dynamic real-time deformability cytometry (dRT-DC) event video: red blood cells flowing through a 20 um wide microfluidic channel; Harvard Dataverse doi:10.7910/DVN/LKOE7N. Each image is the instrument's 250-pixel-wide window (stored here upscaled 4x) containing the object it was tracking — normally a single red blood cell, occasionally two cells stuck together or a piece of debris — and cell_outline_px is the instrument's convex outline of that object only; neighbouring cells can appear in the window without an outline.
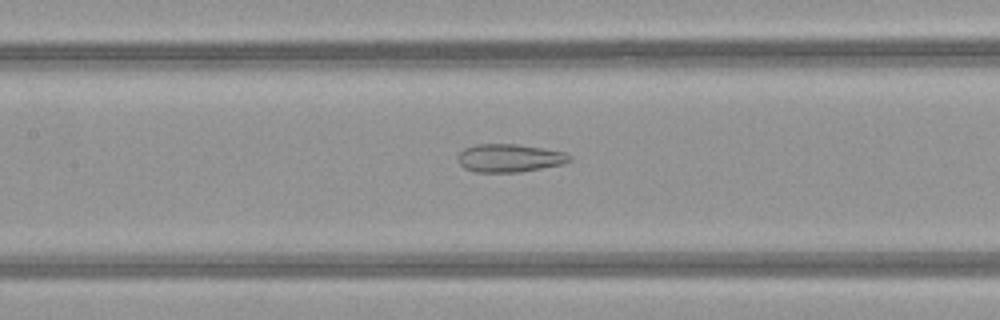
{"species": "common noctule bat (a hibernating species)", "species_latin": "Nyctalus noctula", "temperature_condition": "warm", "stored_images_in_passage": 32, "camera_frame_rate_fps": 3000, "um_per_image_px": 0.085, "animal": {"sex": "female", "body_mass_g": 21.9}, "frame": {"image": 1, "passage_image": 10, "time_ms": 3.0, "image_size_px": [1000, 320], "cell_outline_px": [[572, 160], [564, 164], [520, 172], [476, 172], [464, 168], [456, 160], [456, 156], [464, 148], [476, 144], [516, 144], [544, 148], [564, 152], [572, 156]], "centroid_in_image_um": [43.3, 13.43], "position_along_channel_um": 164.1, "area_um2": 18.5}}
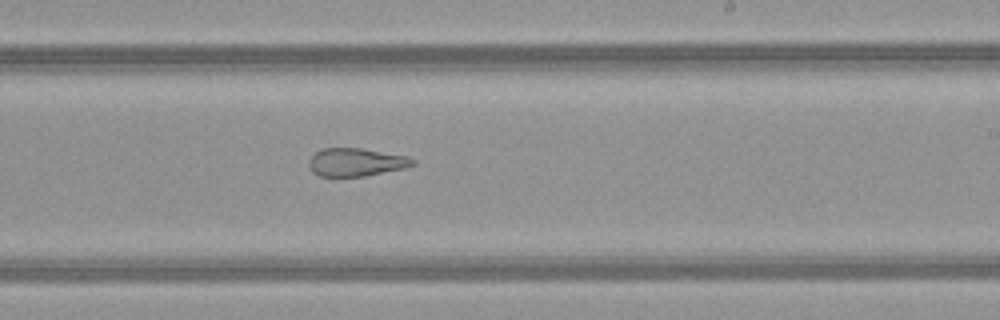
{"frame": {"image": 2, "passage_image": 17, "time_ms": 5.333, "image_size_px": [1000, 320], "cell_outline_px": [[416, 164], [408, 168], [364, 176], [320, 176], [312, 172], [308, 164], [308, 160], [320, 148], [360, 148], [408, 156], [416, 160]], "centroid_in_image_um": [30.29, 13.78], "position_along_channel_um": 258.7, "area_um2": 17.17}}
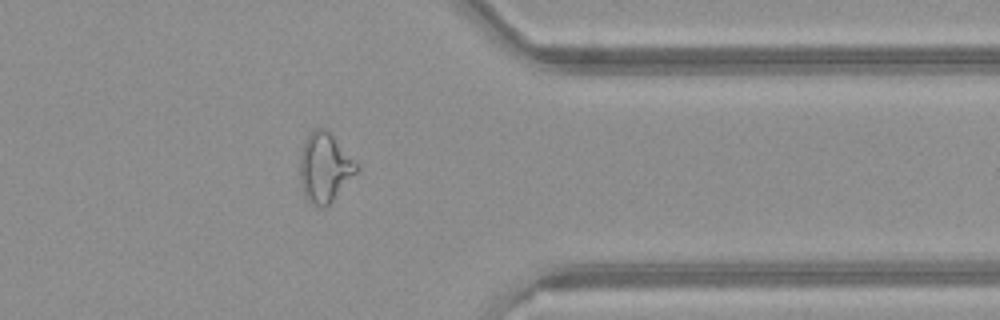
{"frame": {"image": 3, "passage_image": 27, "time_ms": 8.667, "image_size_px": [1000, 320], "cell_outline_px": [[360, 168], [332, 200], [324, 208], [320, 208], [308, 204], [304, 196], [300, 184], [300, 152], [304, 140], [316, 128], [328, 128], [360, 164]], "centroid_in_image_um": [27.6, 14.22], "position_along_channel_um": 383.8, "area_um2": 23.47}, "authors_computed_cell_mechanics": {"area_um2": 19.0162, "velocity_mm_per_s": 4.0701, "shape_relaxation_time_tau1_ms": null, "shape_relaxation_time_tau2_ms": 2.2571, "deformation_change_tau1": null, "deformation_change_tau2": 0.1296}}